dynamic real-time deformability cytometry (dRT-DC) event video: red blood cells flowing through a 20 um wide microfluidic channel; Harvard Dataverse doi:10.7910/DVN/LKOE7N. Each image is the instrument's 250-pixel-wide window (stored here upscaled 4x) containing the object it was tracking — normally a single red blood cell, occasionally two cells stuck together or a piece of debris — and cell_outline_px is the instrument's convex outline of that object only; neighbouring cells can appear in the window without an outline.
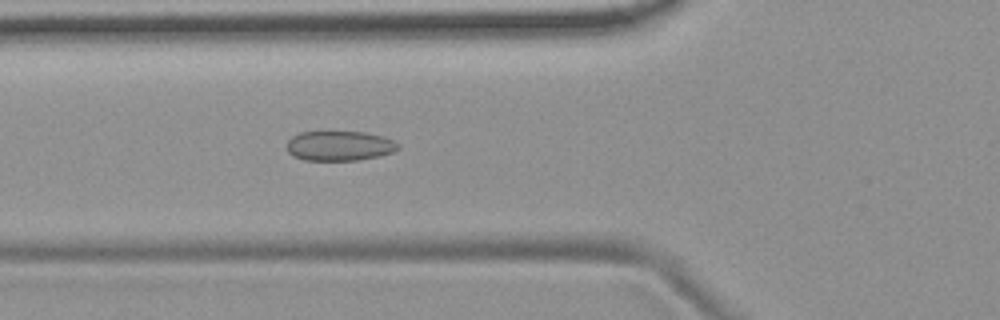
{"species": "common noctule bat (a hibernating species)", "species_latin": "Nyctalus noctula", "temperature_condition": "room temperature", "stored_images_in_passage": 40, "camera_frame_rate_fps": 3000, "um_per_image_px": 0.085, "animal": {"sex": "female", "body_mass_g": 19.9}, "frame": {"image": 1, "passage_image": 6, "time_ms": 1.667, "image_size_px": [1000, 320], "cell_outline_px": [[400, 148], [392, 152], [380, 156], [356, 160], [304, 160], [292, 156], [288, 152], [288, 140], [292, 136], [300, 132], [364, 132], [384, 136], [400, 144]], "centroid_in_image_um": [28.87, 12.4], "position_along_channel_um": 96.9, "area_um2": 19.36}}
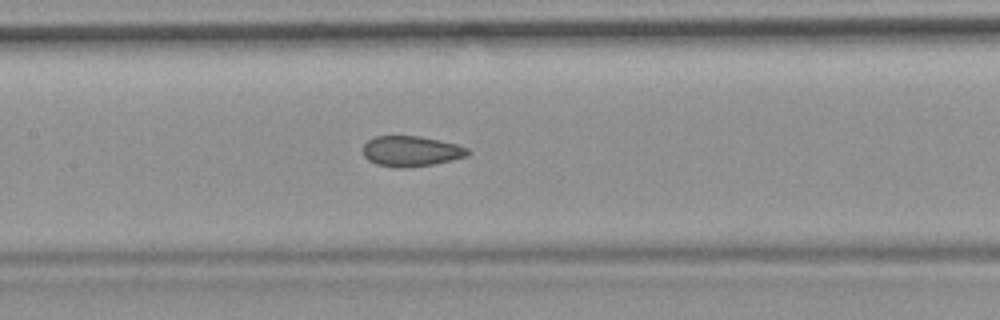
{"frame": {"image": 2, "passage_image": 12, "time_ms": 3.667, "image_size_px": [1000, 320], "cell_outline_px": [[472, 152], [468, 156], [452, 160], [432, 164], [404, 168], [400, 168], [376, 164], [368, 160], [364, 156], [364, 144], [368, 140], [376, 136], [420, 136], [440, 140], [456, 144], [468, 148]], "centroid_in_image_um": [34.97, 12.85], "position_along_channel_um": 172.4, "area_um2": 18.61}}
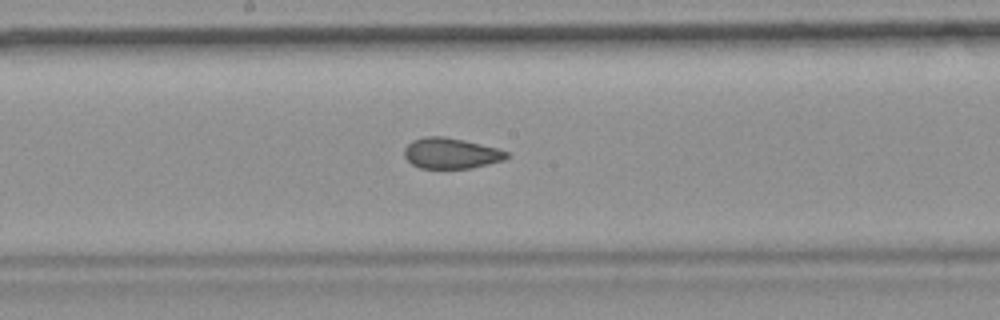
{"frame": {"image": 3, "passage_image": 15, "time_ms": 4.667, "image_size_px": [1000, 320], "cell_outline_px": [[512, 156], [504, 160], [472, 168], [420, 168], [412, 164], [404, 156], [404, 148], [412, 140], [424, 136], [444, 136], [464, 140], [496, 148], [508, 152]], "centroid_in_image_um": [38.33, 13.02], "position_along_channel_um": 209.9, "area_um2": 18.38}, "authors_computed_cell_mechanics": {"area_um2": 19.1896, "velocity_mm_per_s": 3.7546, "shape_relaxation_time_tau1_ms": null, "shape_relaxation_time_tau2_ms": 1.6452, "deformation_change_tau1": null, "deformation_change_tau2": 0.0811}}